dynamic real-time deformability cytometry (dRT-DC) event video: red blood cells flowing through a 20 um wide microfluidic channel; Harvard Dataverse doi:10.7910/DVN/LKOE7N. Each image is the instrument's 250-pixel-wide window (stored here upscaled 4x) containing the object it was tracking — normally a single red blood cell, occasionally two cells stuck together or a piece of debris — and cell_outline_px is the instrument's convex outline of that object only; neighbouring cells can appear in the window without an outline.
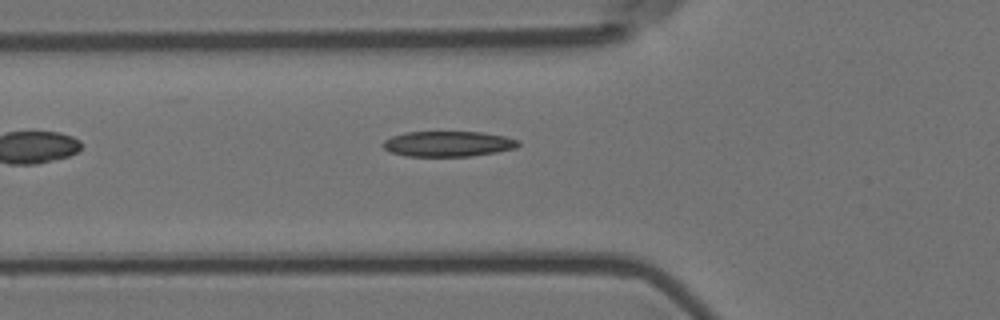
{"species": "Egyptian fruit bat (a non-hibernating species)", "species_latin": "Rousettus aegyptiacus", "temperature_condition": "room temperature", "stored_images_in_passage": 3, "camera_frame_rate_fps": 3000, "um_per_image_px": 0.085, "animal": {"sex": "female"}, "frame": {"image": 1, "passage_image": 3, "time_ms": 0.667, "image_size_px": [1000, 320], "cell_outline_px": [[520, 144], [516, 148], [496, 152], [468, 156], [408, 156], [388, 152], [380, 144], [384, 140], [392, 136], [408, 132], [480, 132], [504, 136], [520, 140]], "centroid_in_image_um": [38.07, 12.23], "position_along_channel_um": 87.7, "area_um2": 20.06}}